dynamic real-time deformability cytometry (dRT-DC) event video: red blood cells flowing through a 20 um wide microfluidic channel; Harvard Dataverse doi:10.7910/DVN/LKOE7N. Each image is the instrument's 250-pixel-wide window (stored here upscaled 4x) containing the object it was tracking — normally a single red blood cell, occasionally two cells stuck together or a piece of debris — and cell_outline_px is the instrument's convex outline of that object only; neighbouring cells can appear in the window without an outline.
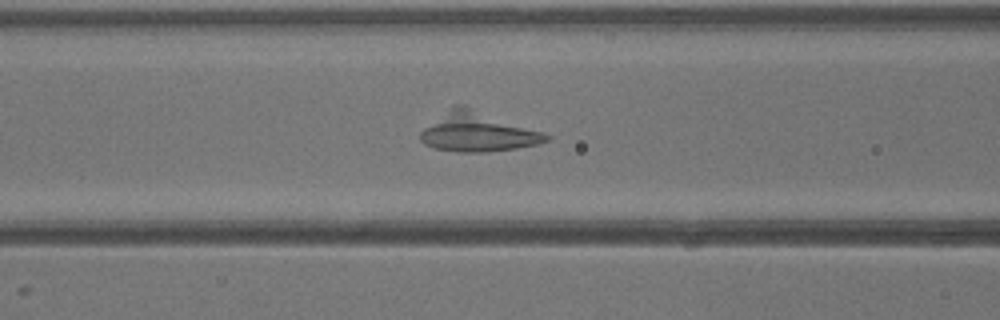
{"species": "common noctule bat (a hibernating species)", "species_latin": "Nyctalus noctula", "temperature_condition": "warm", "stored_images_in_passage": 36, "camera_frame_rate_fps": 3000, "um_per_image_px": 0.085, "animal": {"sex": "male", "body_mass_g": 13.3}, "frame": {"image": 1, "passage_image": 16, "time_ms": 5.0, "image_size_px": [1000, 320], "cell_outline_px": [[552, 140], [540, 144], [516, 148], [488, 152], [456, 152], [432, 148], [424, 144], [420, 140], [420, 132], [424, 128], [452, 108], [460, 104], [464, 104], [544, 132], [552, 136]], "centroid_in_image_um": [40.68, 11.24], "position_along_channel_um": 125.9, "area_um2": 28.96}}
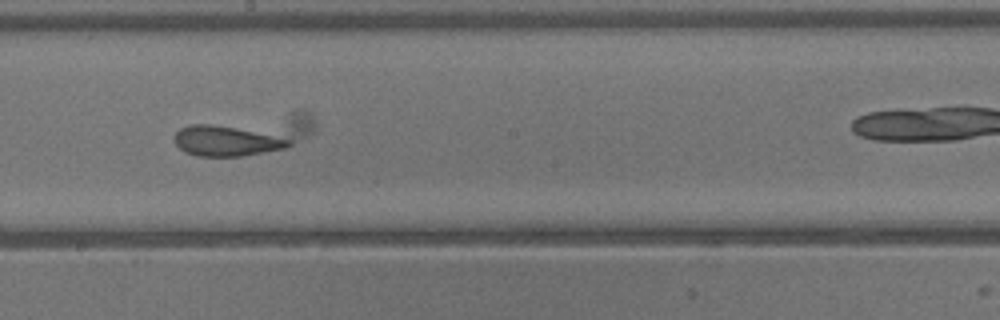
{"frame": {"image": 2, "passage_image": 22, "time_ms": 7.0, "image_size_px": [1000, 320], "cell_outline_px": [[316, 124], [312, 132], [292, 144], [284, 148], [264, 152], [240, 156], [196, 156], [184, 152], [172, 140], [172, 136], [180, 128], [188, 124], [296, 108], [304, 108], [312, 116]], "centroid_in_image_um": [20.85, 11.36], "position_along_channel_um": 227.4, "area_um2": 34.45}}
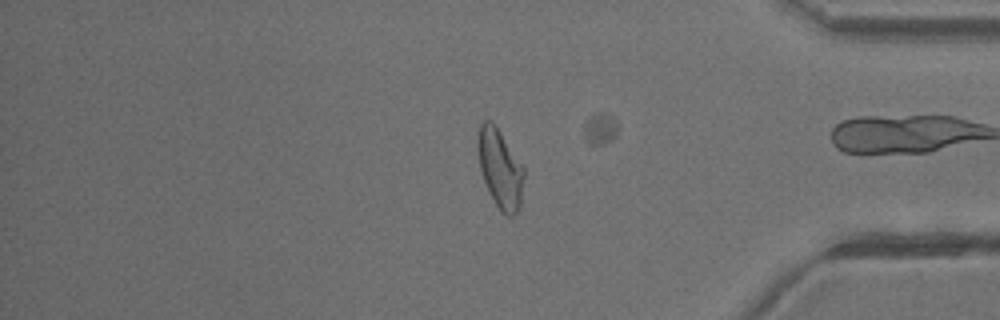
{"frame": {"image": 3, "passage_image": 33, "time_ms": 10.667, "image_size_px": [1000, 320], "cell_outline_px": [[524, 176], [520, 204], [516, 212], [512, 216], [508, 216], [496, 204], [480, 172], [476, 148], [476, 136], [480, 124], [484, 120], [492, 120], [524, 168]], "centroid_in_image_um": [42.46, 14.26], "position_along_channel_um": 392.7, "area_um2": 20.98}}